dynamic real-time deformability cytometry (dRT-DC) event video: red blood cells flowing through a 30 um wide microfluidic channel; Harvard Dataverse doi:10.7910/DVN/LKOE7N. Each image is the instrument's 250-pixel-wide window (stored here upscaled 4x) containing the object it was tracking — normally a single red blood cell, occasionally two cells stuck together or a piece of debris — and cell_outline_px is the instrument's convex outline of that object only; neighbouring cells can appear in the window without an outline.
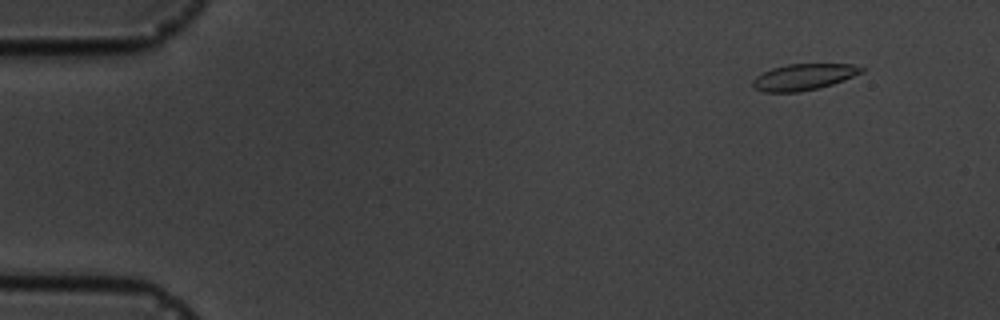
{"species": "common noctule bat (a hibernating species)", "species_latin": "Nyctalus noctula", "temperature_condition": "cold", "stored_images_in_passage": 4, "camera_frame_rate_fps": 3000, "um_per_image_px": 0.085, "animal": {"sex": "male", "body_mass_g": 19.5, "forearm_length_mm": 54.6}, "frame": {"image": 1, "passage_image": 1, "time_ms": 0.0, "image_size_px": [1000, 320], "cell_outline_px": [[864, 72], [844, 80], [832, 84], [800, 92], [764, 92], [752, 88], [752, 80], [756, 76], [772, 68], [788, 64], [852, 64], [864, 68]], "centroid_in_image_um": [68.29, 6.54], "position_along_channel_um": 16.7, "area_um2": 16.65}}